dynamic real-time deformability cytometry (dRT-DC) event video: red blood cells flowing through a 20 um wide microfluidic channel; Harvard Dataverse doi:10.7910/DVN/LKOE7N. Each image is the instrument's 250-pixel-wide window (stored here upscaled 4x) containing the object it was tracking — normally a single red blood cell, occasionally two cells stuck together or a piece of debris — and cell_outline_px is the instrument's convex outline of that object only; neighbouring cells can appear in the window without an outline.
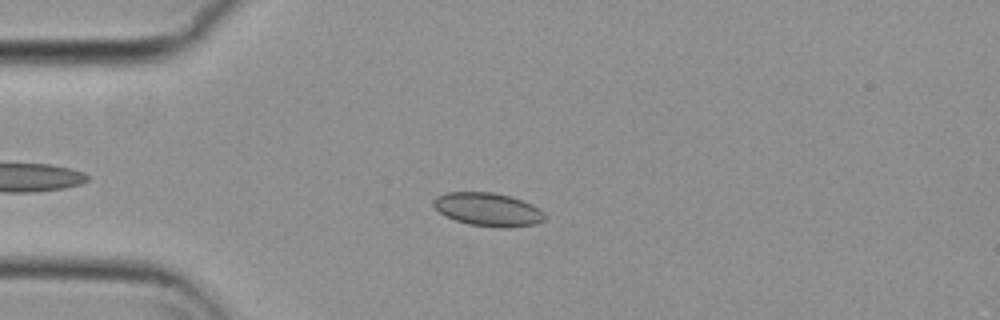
{"species": "common noctule bat (a hibernating species)", "species_latin": "Nyctalus noctula", "temperature_condition": "cold", "stored_images_in_passage": 51, "camera_frame_rate_fps": 3000, "um_per_image_px": 0.085, "animal": {"sex": "female", "body_mass_g": 29.2, "forearm_length_mm": 56.3}, "frame": {"image": 1, "passage_image": 10, "time_ms": 3.0, "image_size_px": [1000, 320], "cell_outline_px": [[544, 220], [536, 224], [508, 228], [500, 228], [468, 224], [444, 216], [432, 204], [432, 200], [436, 196], [448, 192], [492, 192], [512, 196], [532, 204], [544, 212]], "centroid_in_image_um": [41.47, 17.8], "position_along_channel_um": 43.5, "area_um2": 21.79}}
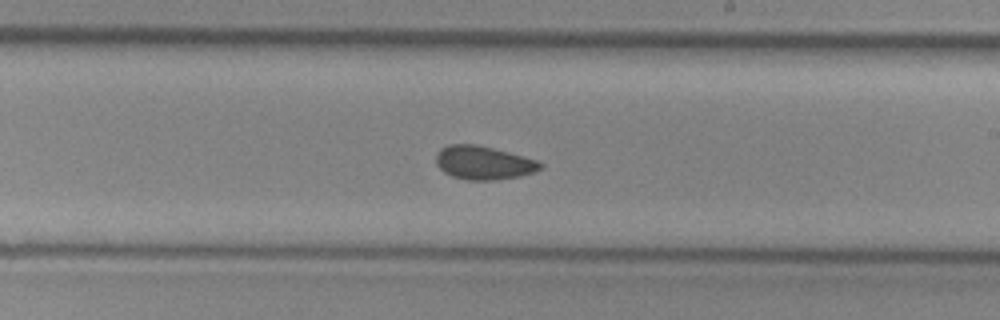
{"frame": {"image": 2, "passage_image": 28, "time_ms": 9.0, "image_size_px": [1000, 320], "cell_outline_px": [[544, 164], [536, 172], [520, 176], [496, 180], [468, 180], [452, 176], [444, 172], [436, 164], [436, 156], [440, 148], [448, 144], [476, 144], [540, 160]], "centroid_in_image_um": [41.12, 13.83], "position_along_channel_um": 247.9, "area_um2": 20.52}}
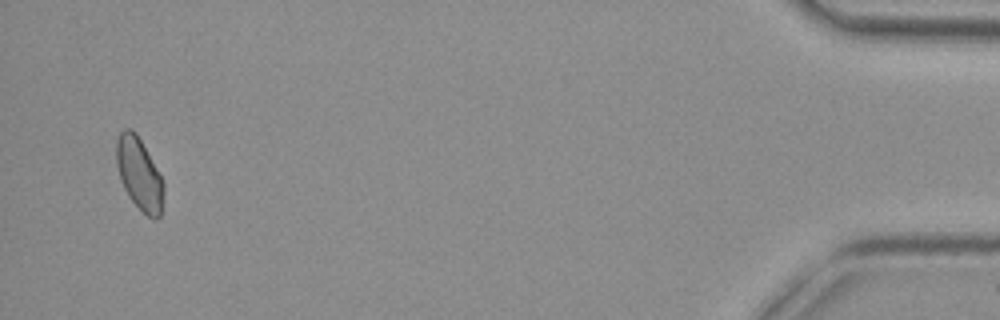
{"frame": {"image": 3, "passage_image": 49, "time_ms": 16.0, "image_size_px": [1000, 320], "cell_outline_px": [[164, 192], [160, 216], [156, 220], [152, 220], [128, 196], [120, 180], [116, 164], [116, 140], [120, 132], [124, 128], [132, 128], [136, 132], [160, 176], [164, 184]], "centroid_in_image_um": [11.81, 14.77], "position_along_channel_um": 423.4, "area_um2": 19.71}, "authors_computed_cell_mechanics": {"area_um2": 20.3456, "velocity_mm_per_s": 3.765, "shape_relaxation_time_tau1_ms": null, "shape_relaxation_time_tau2_ms": 4.3815, "deformation_change_tau1": null, "deformation_change_tau2": 0.0801}}